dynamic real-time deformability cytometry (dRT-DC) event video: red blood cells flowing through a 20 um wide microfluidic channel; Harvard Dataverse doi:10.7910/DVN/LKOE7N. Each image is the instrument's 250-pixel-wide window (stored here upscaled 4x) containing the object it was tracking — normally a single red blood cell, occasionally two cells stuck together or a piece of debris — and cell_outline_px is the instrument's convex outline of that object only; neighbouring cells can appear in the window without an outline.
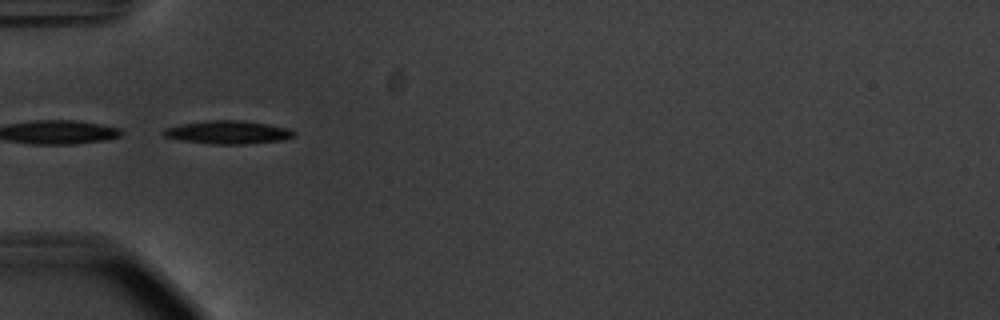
{"species": "common noctule bat (a hibernating species)", "species_latin": "Nyctalus noctula", "temperature_condition": "warm", "stored_images_in_passage": 4, "camera_frame_rate_fps": 3000, "um_per_image_px": 0.085, "animal": {"sex": "male", "body_mass_g": 20.1, "forearm_length_mm": 53.5}, "frame": {"image": 1, "passage_image": 1, "time_ms": 0.0, "image_size_px": [1000, 320], "cell_outline_px": [[296, 136], [284, 140], [244, 144], [212, 144], [180, 140], [164, 136], [160, 132], [164, 128], [180, 124], [208, 120], [240, 120], [268, 124], [288, 128], [296, 132]], "centroid_in_image_um": [19.37, 11.24], "position_along_channel_um": 65.6, "area_um2": 17.8}}